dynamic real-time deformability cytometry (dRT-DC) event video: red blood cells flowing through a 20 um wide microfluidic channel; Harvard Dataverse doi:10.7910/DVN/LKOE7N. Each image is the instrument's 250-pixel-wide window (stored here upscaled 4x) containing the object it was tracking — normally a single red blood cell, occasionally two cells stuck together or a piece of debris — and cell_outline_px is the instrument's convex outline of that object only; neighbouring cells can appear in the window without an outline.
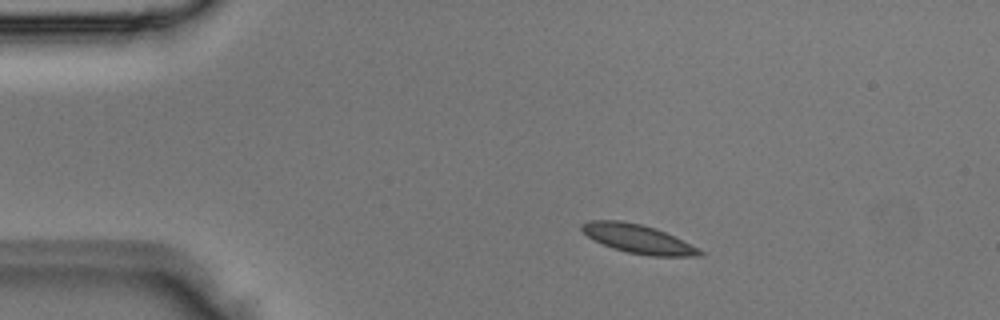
{"species": "Egyptian fruit bat (a non-hibernating species)", "species_latin": "Rousettus aegyptiacus", "temperature_condition": "room temperature", "stored_images_in_passage": 2, "camera_frame_rate_fps": 3000, "um_per_image_px": 0.085, "animal": {"sex": "male"}, "frame": {"image": 1, "passage_image": 1, "time_ms": 0.0, "image_size_px": [1000, 320], "cell_outline_px": [[704, 252], [700, 256], [648, 256], [628, 252], [612, 248], [588, 236], [580, 228], [580, 224], [588, 220], [620, 220], [640, 224], [656, 228]], "centroid_in_image_um": [54.17, 20.29], "position_along_channel_um": 30.8, "area_um2": 19.36}}